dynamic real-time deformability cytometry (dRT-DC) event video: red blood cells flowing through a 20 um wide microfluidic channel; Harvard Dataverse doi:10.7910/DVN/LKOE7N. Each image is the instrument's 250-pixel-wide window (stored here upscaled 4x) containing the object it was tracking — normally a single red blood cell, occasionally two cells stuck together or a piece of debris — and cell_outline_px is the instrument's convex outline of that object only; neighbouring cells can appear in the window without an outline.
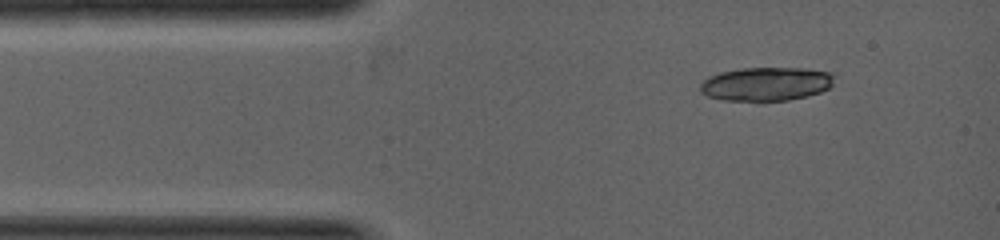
{"species": "common noctule bat (a hibernating species)", "species_latin": "Nyctalus noctula", "temperature_condition": "warm", "stored_images_in_passage": 3, "segment_of_instrument_passage": [2, 2], "camera_frame_rate_fps": 5000, "um_per_image_px": 0.085, "animal": {"sex": "female", "body_mass_g": 19.0, "forearm_length_mm": 53.3}, "frame": {"image": 1, "passage_image": 3, "time_ms": 1.6, "image_size_px": [1000, 240], "cell_outline_px": [[832, 84], [828, 88], [820, 92], [808, 96], [788, 100], [720, 100], [708, 96], [700, 92], [700, 84], [708, 76], [720, 72], [740, 68], [804, 68], [832, 72]], "centroid_in_image_um": [65.09, 7.13], "position_along_channel_um": 19.9, "area_um2": 26.3}}